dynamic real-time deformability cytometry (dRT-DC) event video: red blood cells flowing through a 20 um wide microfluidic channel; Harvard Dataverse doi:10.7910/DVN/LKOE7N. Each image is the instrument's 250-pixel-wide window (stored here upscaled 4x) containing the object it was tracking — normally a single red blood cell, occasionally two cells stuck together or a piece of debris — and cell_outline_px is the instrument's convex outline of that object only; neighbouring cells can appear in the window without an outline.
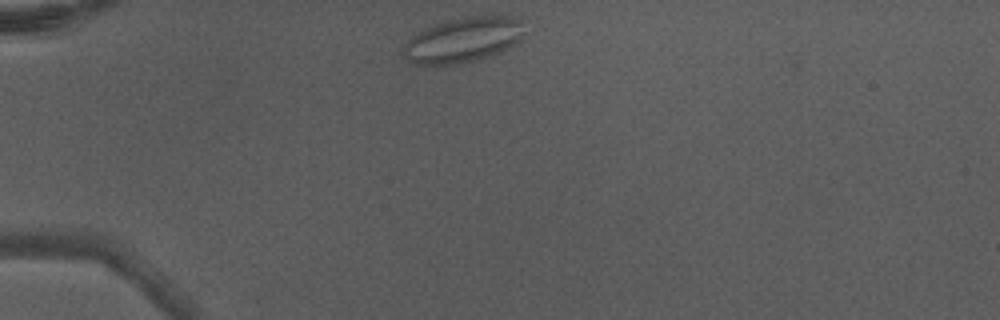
{"species": "Egyptian fruit bat (a non-hibernating species)", "species_latin": "Rousettus aegyptiacus", "temperature_condition": "warm", "stored_images_in_passage": 3, "camera_frame_rate_fps": 3000, "um_per_image_px": 0.085, "animal": {"sex": "male"}, "frame": {"image": 1, "passage_image": 1, "time_ms": 0.0, "image_size_px": [1000, 320], "cell_outline_px": [[528, 36], [516, 44], [500, 52], [476, 60], [460, 64], [432, 68], [412, 64], [404, 56], [404, 44], [412, 36], [424, 28], [444, 20], [464, 16], [492, 12], [528, 20]], "centroid_in_image_um": [39.49, 3.36], "position_along_channel_um": 45.5, "area_um2": 34.1}}